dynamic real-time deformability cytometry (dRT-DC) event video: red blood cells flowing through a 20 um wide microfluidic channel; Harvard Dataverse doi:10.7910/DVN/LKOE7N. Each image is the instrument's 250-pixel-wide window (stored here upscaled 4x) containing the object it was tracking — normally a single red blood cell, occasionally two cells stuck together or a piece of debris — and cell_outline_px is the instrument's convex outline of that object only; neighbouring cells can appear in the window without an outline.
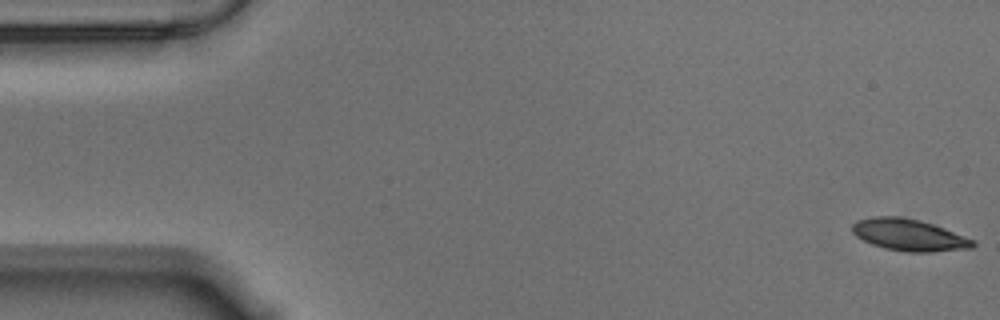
{"species": "Egyptian fruit bat (a non-hibernating species)", "species_latin": "Rousettus aegyptiacus", "temperature_condition": "warm", "stored_images_in_passage": 15, "camera_frame_rate_fps": 3000, "um_per_image_px": 0.085, "animal": {"sex": "male"}, "frame": {"image": 1, "passage_image": 1, "time_ms": 0.0, "image_size_px": [1000, 320], "cell_outline_px": [[976, 244], [972, 248], [932, 252], [908, 252], [884, 248], [872, 244], [856, 236], [852, 232], [852, 224], [856, 220], [872, 216], [900, 216], [920, 220], [944, 228], [976, 240]], "centroid_in_image_um": [77.27, 19.96], "position_along_channel_um": 7.7, "area_um2": 22.48}}
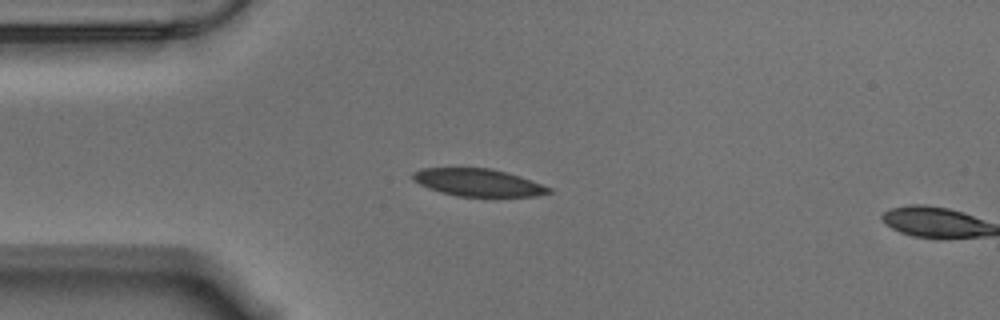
{"frame": {"image": 2, "passage_image": 14, "time_ms": 4.333, "image_size_px": [1000, 320], "cell_outline_px": [[552, 192], [536, 196], [456, 196], [440, 192], [428, 188], [412, 180], [412, 172], [420, 168], [492, 168], [520, 176], [552, 188]], "centroid_in_image_um": [40.61, 15.51], "position_along_channel_um": 44.4, "area_um2": 21.79}}